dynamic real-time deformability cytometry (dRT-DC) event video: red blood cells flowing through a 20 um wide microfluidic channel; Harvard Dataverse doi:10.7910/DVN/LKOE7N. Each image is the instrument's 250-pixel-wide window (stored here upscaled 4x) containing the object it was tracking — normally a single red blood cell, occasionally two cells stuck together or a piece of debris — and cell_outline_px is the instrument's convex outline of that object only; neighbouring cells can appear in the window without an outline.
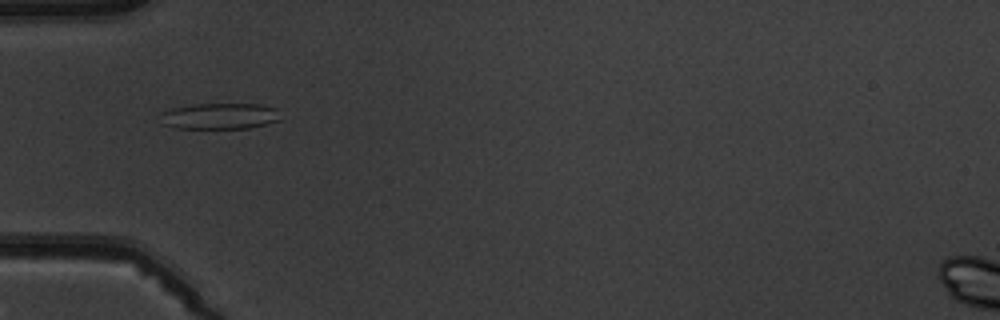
{"species": "common noctule bat (a hibernating species)", "species_latin": "Nyctalus noctula", "temperature_condition": "warm", "stored_images_in_passage": 7, "camera_frame_rate_fps": 3000, "um_per_image_px": 0.085, "animal": {"sex": "male", "body_mass_g": 19.5, "forearm_length_mm": 54.6}, "frame": {"image": 1, "passage_image": 4, "time_ms": 3.333, "image_size_px": [1000, 320], "cell_outline_px": [[280, 120], [248, 128], [176, 128], [164, 124], [160, 112], [172, 108], [192, 104], [260, 104], [276, 108]], "centroid_in_image_um": [18.66, 9.86], "position_along_channel_um": 66.3, "area_um2": 18.09}}
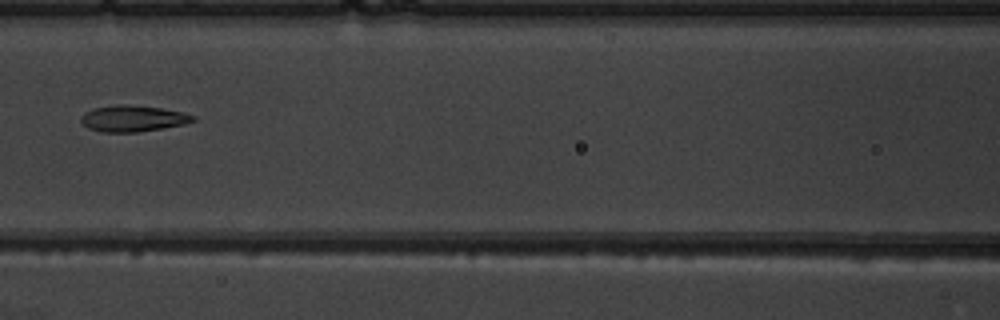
{"frame": {"image": 2, "passage_image": 6, "time_ms": 5.667, "image_size_px": [1000, 320], "cell_outline_px": [[196, 120], [184, 124], [136, 132], [100, 132], [88, 128], [80, 120], [80, 116], [84, 112], [92, 108], [116, 104], [128, 104], [160, 108], [184, 112], [196, 116]], "centroid_in_image_um": [11.26, 10.06], "position_along_channel_um": 155.3, "area_um2": 17.22}}
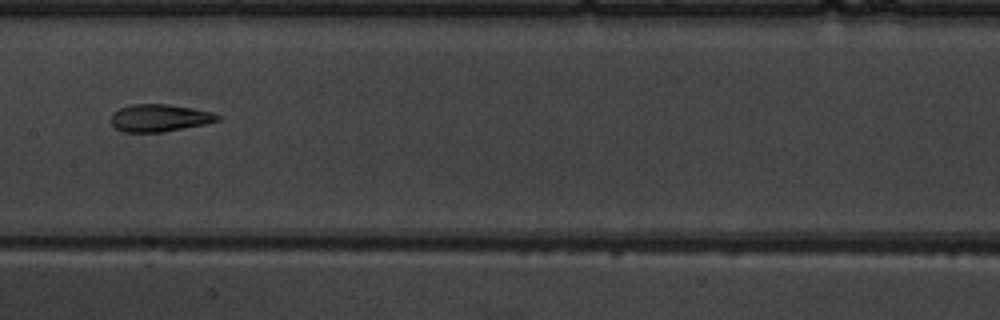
{"frame": {"image": 3, "passage_image": 7, "time_ms": 6.667, "image_size_px": [1000, 320], "cell_outline_px": [[220, 120], [204, 124], [160, 132], [120, 132], [112, 124], [112, 112], [120, 108], [132, 104], [168, 104], [192, 108], [212, 112], [220, 116]], "centroid_in_image_um": [13.53, 10.02], "position_along_channel_um": 193.9, "area_um2": 16.88}}